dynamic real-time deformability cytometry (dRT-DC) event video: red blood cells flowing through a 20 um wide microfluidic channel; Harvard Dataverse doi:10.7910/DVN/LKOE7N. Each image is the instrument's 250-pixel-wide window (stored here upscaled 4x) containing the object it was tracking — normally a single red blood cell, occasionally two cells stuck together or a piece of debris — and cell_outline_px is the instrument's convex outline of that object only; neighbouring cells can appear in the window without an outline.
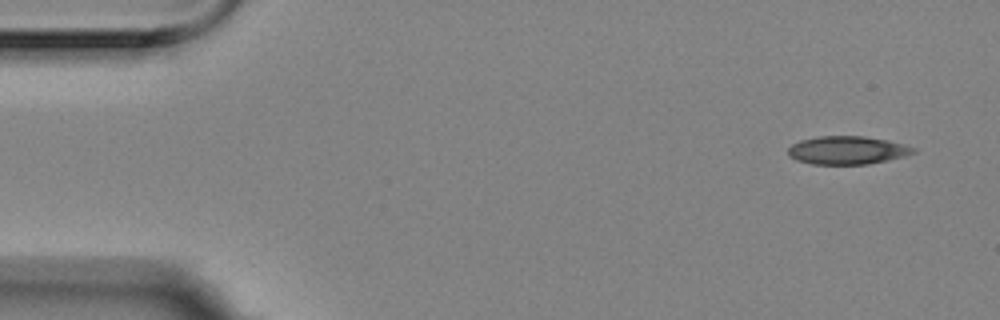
{"species": "Egyptian fruit bat (a non-hibernating species)", "species_latin": "Rousettus aegyptiacus", "temperature_condition": "room temperature", "stored_images_in_passage": 5, "camera_frame_rate_fps": 3000, "um_per_image_px": 0.085, "animal": {"sex": "female"}, "frame": {"image": 1, "passage_image": 1, "time_ms": 0.0, "image_size_px": [1000, 320], "cell_outline_px": [[916, 152], [904, 156], [888, 160], [868, 164], [812, 164], [796, 160], [788, 156], [788, 148], [792, 144], [800, 140], [816, 136], [864, 136], [888, 140], [904, 144], [916, 148]], "centroid_in_image_um": [72.01, 12.76], "position_along_channel_um": 13.0, "area_um2": 20.69}}
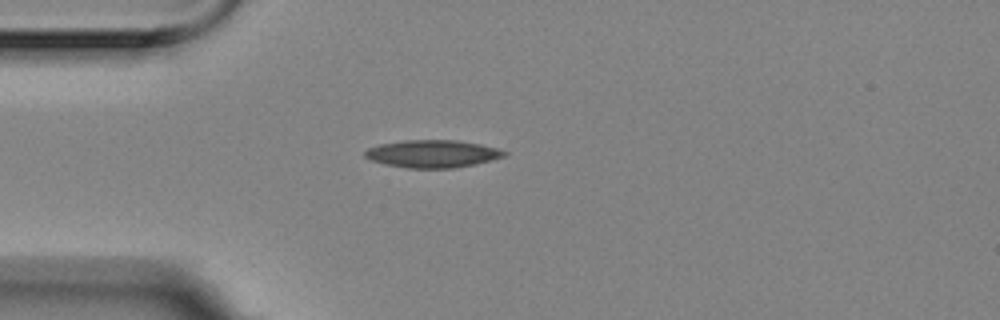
{"frame": {"image": 2, "passage_image": 4, "time_ms": 1.0, "image_size_px": [1000, 320], "cell_outline_px": [[508, 156], [476, 164], [452, 168], [408, 168], [384, 164], [372, 160], [364, 156], [364, 152], [368, 148], [380, 144], [404, 140], [456, 140], [480, 144], [496, 148], [508, 152]], "centroid_in_image_um": [36.79, 13.07], "position_along_channel_um": 48.2, "area_um2": 22.43}}